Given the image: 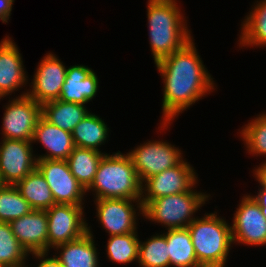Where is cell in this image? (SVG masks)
I'll use <instances>...</instances> for the list:
<instances>
[{"label":"cell","mask_w":266,"mask_h":267,"mask_svg":"<svg viewBox=\"0 0 266 267\" xmlns=\"http://www.w3.org/2000/svg\"><path fill=\"white\" fill-rule=\"evenodd\" d=\"M34 258H38L40 260V263L37 267H63L61 263L53 256L48 257V254L46 252L44 253H34L32 254ZM48 258H47V257Z\"/></svg>","instance_id":"31"},{"label":"cell","mask_w":266,"mask_h":267,"mask_svg":"<svg viewBox=\"0 0 266 267\" xmlns=\"http://www.w3.org/2000/svg\"><path fill=\"white\" fill-rule=\"evenodd\" d=\"M30 255L12 232L9 223L0 222V267H28Z\"/></svg>","instance_id":"26"},{"label":"cell","mask_w":266,"mask_h":267,"mask_svg":"<svg viewBox=\"0 0 266 267\" xmlns=\"http://www.w3.org/2000/svg\"><path fill=\"white\" fill-rule=\"evenodd\" d=\"M253 171L256 180L260 183V187H266V161Z\"/></svg>","instance_id":"33"},{"label":"cell","mask_w":266,"mask_h":267,"mask_svg":"<svg viewBox=\"0 0 266 267\" xmlns=\"http://www.w3.org/2000/svg\"><path fill=\"white\" fill-rule=\"evenodd\" d=\"M185 161L182 160L173 168L164 170L142 182L140 201L143 207L158 197L188 192L195 187L198 181L197 174L194 168Z\"/></svg>","instance_id":"8"},{"label":"cell","mask_w":266,"mask_h":267,"mask_svg":"<svg viewBox=\"0 0 266 267\" xmlns=\"http://www.w3.org/2000/svg\"><path fill=\"white\" fill-rule=\"evenodd\" d=\"M90 228L88 226V232L80 238L54 248L57 253L59 250V255L54 257L63 267H99V253Z\"/></svg>","instance_id":"19"},{"label":"cell","mask_w":266,"mask_h":267,"mask_svg":"<svg viewBox=\"0 0 266 267\" xmlns=\"http://www.w3.org/2000/svg\"><path fill=\"white\" fill-rule=\"evenodd\" d=\"M147 18L154 63L180 50L193 39L176 0H148Z\"/></svg>","instance_id":"2"},{"label":"cell","mask_w":266,"mask_h":267,"mask_svg":"<svg viewBox=\"0 0 266 267\" xmlns=\"http://www.w3.org/2000/svg\"><path fill=\"white\" fill-rule=\"evenodd\" d=\"M236 210L231 225L233 243L265 245L266 219L259 203L251 195H244Z\"/></svg>","instance_id":"12"},{"label":"cell","mask_w":266,"mask_h":267,"mask_svg":"<svg viewBox=\"0 0 266 267\" xmlns=\"http://www.w3.org/2000/svg\"><path fill=\"white\" fill-rule=\"evenodd\" d=\"M163 235L168 244L170 267H202L198 263L188 228L168 229Z\"/></svg>","instance_id":"21"},{"label":"cell","mask_w":266,"mask_h":267,"mask_svg":"<svg viewBox=\"0 0 266 267\" xmlns=\"http://www.w3.org/2000/svg\"><path fill=\"white\" fill-rule=\"evenodd\" d=\"M5 37L0 43V96L2 98L23 88L22 86H25L28 81L19 48L11 37Z\"/></svg>","instance_id":"16"},{"label":"cell","mask_w":266,"mask_h":267,"mask_svg":"<svg viewBox=\"0 0 266 267\" xmlns=\"http://www.w3.org/2000/svg\"><path fill=\"white\" fill-rule=\"evenodd\" d=\"M155 65L164 81L163 118L161 127H158L164 130L180 113L213 92L215 84L198 55L193 39Z\"/></svg>","instance_id":"1"},{"label":"cell","mask_w":266,"mask_h":267,"mask_svg":"<svg viewBox=\"0 0 266 267\" xmlns=\"http://www.w3.org/2000/svg\"><path fill=\"white\" fill-rule=\"evenodd\" d=\"M32 210L15 185H5L0 190V222L10 223Z\"/></svg>","instance_id":"29"},{"label":"cell","mask_w":266,"mask_h":267,"mask_svg":"<svg viewBox=\"0 0 266 267\" xmlns=\"http://www.w3.org/2000/svg\"><path fill=\"white\" fill-rule=\"evenodd\" d=\"M36 141L41 143L48 152L37 156V159L67 160L75 147L72 133L49 123L42 116L37 122L31 142Z\"/></svg>","instance_id":"18"},{"label":"cell","mask_w":266,"mask_h":267,"mask_svg":"<svg viewBox=\"0 0 266 267\" xmlns=\"http://www.w3.org/2000/svg\"><path fill=\"white\" fill-rule=\"evenodd\" d=\"M127 154L141 183L149 177L173 168L183 160V153L178 147L162 140L144 142Z\"/></svg>","instance_id":"6"},{"label":"cell","mask_w":266,"mask_h":267,"mask_svg":"<svg viewBox=\"0 0 266 267\" xmlns=\"http://www.w3.org/2000/svg\"><path fill=\"white\" fill-rule=\"evenodd\" d=\"M137 232L109 236L106 252L110 261L128 264L138 260L139 239Z\"/></svg>","instance_id":"28"},{"label":"cell","mask_w":266,"mask_h":267,"mask_svg":"<svg viewBox=\"0 0 266 267\" xmlns=\"http://www.w3.org/2000/svg\"><path fill=\"white\" fill-rule=\"evenodd\" d=\"M9 102L5 105L2 118L3 139L32 141L37 122L41 117V105L29 97L27 92Z\"/></svg>","instance_id":"7"},{"label":"cell","mask_w":266,"mask_h":267,"mask_svg":"<svg viewBox=\"0 0 266 267\" xmlns=\"http://www.w3.org/2000/svg\"><path fill=\"white\" fill-rule=\"evenodd\" d=\"M89 112L85 105L59 99L41 105V116L45 120L70 133Z\"/></svg>","instance_id":"20"},{"label":"cell","mask_w":266,"mask_h":267,"mask_svg":"<svg viewBox=\"0 0 266 267\" xmlns=\"http://www.w3.org/2000/svg\"><path fill=\"white\" fill-rule=\"evenodd\" d=\"M15 186L33 210H48L56 204L49 185L37 168Z\"/></svg>","instance_id":"23"},{"label":"cell","mask_w":266,"mask_h":267,"mask_svg":"<svg viewBox=\"0 0 266 267\" xmlns=\"http://www.w3.org/2000/svg\"><path fill=\"white\" fill-rule=\"evenodd\" d=\"M104 153L80 147H74L67 158L72 175L87 190L94 181L97 167Z\"/></svg>","instance_id":"24"},{"label":"cell","mask_w":266,"mask_h":267,"mask_svg":"<svg viewBox=\"0 0 266 267\" xmlns=\"http://www.w3.org/2000/svg\"><path fill=\"white\" fill-rule=\"evenodd\" d=\"M196 190L158 197L143 207V217L168 229L187 228L196 219L193 214L209 198Z\"/></svg>","instance_id":"5"},{"label":"cell","mask_w":266,"mask_h":267,"mask_svg":"<svg viewBox=\"0 0 266 267\" xmlns=\"http://www.w3.org/2000/svg\"><path fill=\"white\" fill-rule=\"evenodd\" d=\"M216 214L196 217L187 227L202 267H225L230 247H233L231 226Z\"/></svg>","instance_id":"4"},{"label":"cell","mask_w":266,"mask_h":267,"mask_svg":"<svg viewBox=\"0 0 266 267\" xmlns=\"http://www.w3.org/2000/svg\"><path fill=\"white\" fill-rule=\"evenodd\" d=\"M242 24L239 36L241 47H266V0L257 1Z\"/></svg>","instance_id":"25"},{"label":"cell","mask_w":266,"mask_h":267,"mask_svg":"<svg viewBox=\"0 0 266 267\" xmlns=\"http://www.w3.org/2000/svg\"><path fill=\"white\" fill-rule=\"evenodd\" d=\"M99 87L98 76L89 67L74 65L67 68L59 100L85 105L95 98Z\"/></svg>","instance_id":"17"},{"label":"cell","mask_w":266,"mask_h":267,"mask_svg":"<svg viewBox=\"0 0 266 267\" xmlns=\"http://www.w3.org/2000/svg\"><path fill=\"white\" fill-rule=\"evenodd\" d=\"M141 267H169L168 244L163 234L151 236L147 241H139L138 262Z\"/></svg>","instance_id":"27"},{"label":"cell","mask_w":266,"mask_h":267,"mask_svg":"<svg viewBox=\"0 0 266 267\" xmlns=\"http://www.w3.org/2000/svg\"><path fill=\"white\" fill-rule=\"evenodd\" d=\"M239 132L243 138L248 153L266 155V113L263 112L252 119ZM259 154V155H258Z\"/></svg>","instance_id":"30"},{"label":"cell","mask_w":266,"mask_h":267,"mask_svg":"<svg viewBox=\"0 0 266 267\" xmlns=\"http://www.w3.org/2000/svg\"><path fill=\"white\" fill-rule=\"evenodd\" d=\"M95 203L96 217L109 236L137 232L136 216L138 213L143 216V205L140 200L97 199ZM135 207L138 208V213Z\"/></svg>","instance_id":"11"},{"label":"cell","mask_w":266,"mask_h":267,"mask_svg":"<svg viewBox=\"0 0 266 267\" xmlns=\"http://www.w3.org/2000/svg\"><path fill=\"white\" fill-rule=\"evenodd\" d=\"M83 206L55 204L48 210V251L76 240L88 232ZM84 217V218H83Z\"/></svg>","instance_id":"9"},{"label":"cell","mask_w":266,"mask_h":267,"mask_svg":"<svg viewBox=\"0 0 266 267\" xmlns=\"http://www.w3.org/2000/svg\"><path fill=\"white\" fill-rule=\"evenodd\" d=\"M37 169L49 185L56 204L84 205L86 190L72 175L66 160L37 159Z\"/></svg>","instance_id":"10"},{"label":"cell","mask_w":266,"mask_h":267,"mask_svg":"<svg viewBox=\"0 0 266 267\" xmlns=\"http://www.w3.org/2000/svg\"><path fill=\"white\" fill-rule=\"evenodd\" d=\"M9 224L13 234L29 254L48 253L46 210H32Z\"/></svg>","instance_id":"15"},{"label":"cell","mask_w":266,"mask_h":267,"mask_svg":"<svg viewBox=\"0 0 266 267\" xmlns=\"http://www.w3.org/2000/svg\"><path fill=\"white\" fill-rule=\"evenodd\" d=\"M256 196H252L260 205L263 216L266 219V187H260Z\"/></svg>","instance_id":"34"},{"label":"cell","mask_w":266,"mask_h":267,"mask_svg":"<svg viewBox=\"0 0 266 267\" xmlns=\"http://www.w3.org/2000/svg\"><path fill=\"white\" fill-rule=\"evenodd\" d=\"M0 144V175L6 185H16L37 168L31 141L3 139Z\"/></svg>","instance_id":"13"},{"label":"cell","mask_w":266,"mask_h":267,"mask_svg":"<svg viewBox=\"0 0 266 267\" xmlns=\"http://www.w3.org/2000/svg\"><path fill=\"white\" fill-rule=\"evenodd\" d=\"M6 184L4 183L2 176L0 175V190L5 186Z\"/></svg>","instance_id":"35"},{"label":"cell","mask_w":266,"mask_h":267,"mask_svg":"<svg viewBox=\"0 0 266 267\" xmlns=\"http://www.w3.org/2000/svg\"><path fill=\"white\" fill-rule=\"evenodd\" d=\"M108 133L104 120L89 112L73 129L72 139L75 147L101 152L99 146L105 144Z\"/></svg>","instance_id":"22"},{"label":"cell","mask_w":266,"mask_h":267,"mask_svg":"<svg viewBox=\"0 0 266 267\" xmlns=\"http://www.w3.org/2000/svg\"><path fill=\"white\" fill-rule=\"evenodd\" d=\"M141 186L129 155L120 151L105 153L100 160L91 186L86 190L97 199L141 200Z\"/></svg>","instance_id":"3"},{"label":"cell","mask_w":266,"mask_h":267,"mask_svg":"<svg viewBox=\"0 0 266 267\" xmlns=\"http://www.w3.org/2000/svg\"><path fill=\"white\" fill-rule=\"evenodd\" d=\"M13 2L14 0H0V20H2V23L8 22Z\"/></svg>","instance_id":"32"},{"label":"cell","mask_w":266,"mask_h":267,"mask_svg":"<svg viewBox=\"0 0 266 267\" xmlns=\"http://www.w3.org/2000/svg\"><path fill=\"white\" fill-rule=\"evenodd\" d=\"M66 73L63 62L55 54L48 53L38 64L27 95L40 105L58 100Z\"/></svg>","instance_id":"14"}]
</instances>
